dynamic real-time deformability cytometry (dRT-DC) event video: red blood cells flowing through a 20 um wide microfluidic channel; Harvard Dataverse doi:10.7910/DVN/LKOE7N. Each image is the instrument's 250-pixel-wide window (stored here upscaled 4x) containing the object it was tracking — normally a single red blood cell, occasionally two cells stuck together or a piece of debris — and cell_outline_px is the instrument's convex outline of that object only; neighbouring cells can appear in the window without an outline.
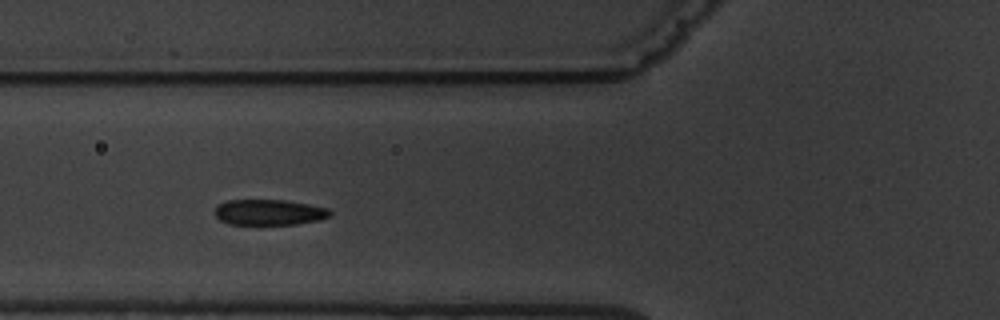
{"species": "common noctule bat (a hibernating species)", "species_latin": "Nyctalus noctula", "temperature_condition": "warm", "stored_images_in_passage": 4, "camera_frame_rate_fps": 3000, "um_per_image_px": 0.085, "animal": {"sex": "male", "body_mass_g": 19.5, "forearm_length_mm": 54.6}, "frame": {"image": 1, "passage_image": 3, "time_ms": 3.333, "image_size_px": [1000, 320], "cell_outline_px": [[332, 216], [316, 220], [296, 224], [228, 224], [220, 220], [212, 212], [220, 204], [228, 200], [284, 200], [308, 204], [328, 208], [332, 212]], "centroid_in_image_um": [22.87, 18.04], "position_along_channel_um": 102.9, "area_um2": 17.17}}
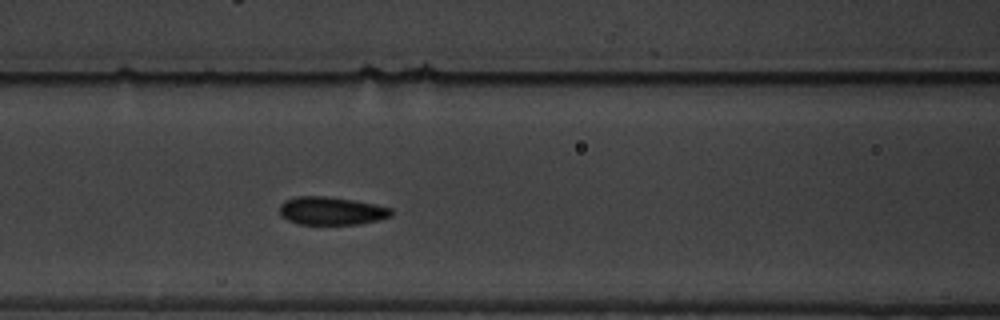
{"frame": {"image": 2, "passage_image": 4, "time_ms": 4.333, "image_size_px": [1000, 320], "cell_outline_px": [[392, 216], [376, 220], [356, 224], [300, 224], [288, 220], [280, 212], [280, 204], [284, 200], [296, 196], [324, 196], [352, 200], [392, 208]], "centroid_in_image_um": [28.15, 17.91], "position_along_channel_um": 138.5, "area_um2": 17.98}}